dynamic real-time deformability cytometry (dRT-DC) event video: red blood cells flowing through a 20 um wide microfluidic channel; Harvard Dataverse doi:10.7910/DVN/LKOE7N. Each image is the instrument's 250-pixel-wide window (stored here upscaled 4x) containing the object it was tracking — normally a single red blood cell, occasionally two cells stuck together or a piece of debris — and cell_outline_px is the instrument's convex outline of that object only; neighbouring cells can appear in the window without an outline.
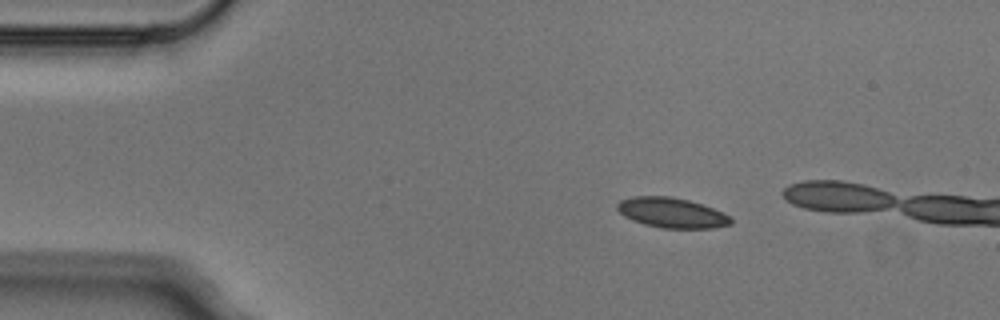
{"species": "Egyptian fruit bat (a non-hibernating species)", "species_latin": "Rousettus aegyptiacus", "temperature_condition": "cold", "stored_images_in_passage": 3, "camera_frame_rate_fps": 3000, "um_per_image_px": 0.085, "animal": {"sex": "male"}, "frame": {"image": 1, "passage_image": 2, "time_ms": 0.333, "image_size_px": [1000, 320], "cell_outline_px": [[732, 224], [712, 228], [664, 228], [644, 224], [632, 220], [624, 216], [616, 208], [616, 204], [620, 200], [632, 196], [668, 196], [688, 200], [712, 208], [732, 216]], "centroid_in_image_um": [57.09, 18.08], "position_along_channel_um": 27.9, "area_um2": 19.88}}